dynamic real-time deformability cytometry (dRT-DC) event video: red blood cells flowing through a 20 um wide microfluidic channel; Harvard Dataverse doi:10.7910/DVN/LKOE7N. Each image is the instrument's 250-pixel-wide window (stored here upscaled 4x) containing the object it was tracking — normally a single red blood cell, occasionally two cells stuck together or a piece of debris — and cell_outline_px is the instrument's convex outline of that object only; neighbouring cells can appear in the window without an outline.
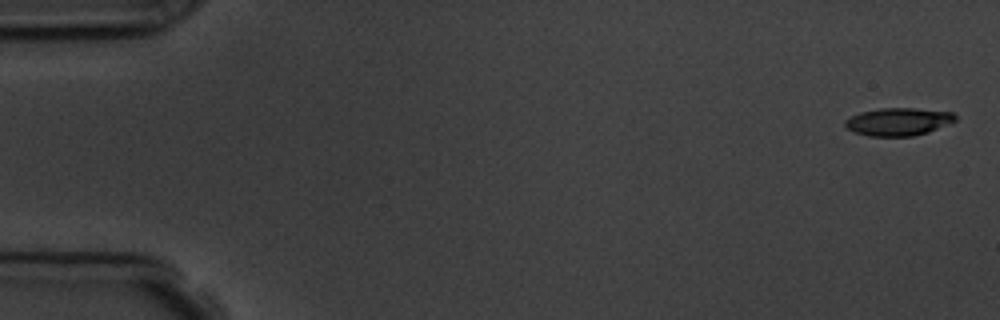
{"species": "common noctule bat (a hibernating species)", "species_latin": "Nyctalus noctula", "temperature_condition": "room temperature", "stored_images_in_passage": 6, "camera_frame_rate_fps": 3000, "um_per_image_px": 0.085, "animal": {"sex": "male", "body_mass_g": 19.5, "forearm_length_mm": 54.6}, "frame": {"image": 1, "passage_image": 1, "time_ms": 0.0, "image_size_px": [1000, 320], "cell_outline_px": [[956, 120], [928, 132], [912, 136], [868, 136], [856, 132], [848, 128], [844, 124], [844, 120], [860, 112], [880, 108], [912, 108], [952, 112], [956, 116]], "centroid_in_image_um": [76.34, 10.34], "position_along_channel_um": 8.7, "area_um2": 17.63}}